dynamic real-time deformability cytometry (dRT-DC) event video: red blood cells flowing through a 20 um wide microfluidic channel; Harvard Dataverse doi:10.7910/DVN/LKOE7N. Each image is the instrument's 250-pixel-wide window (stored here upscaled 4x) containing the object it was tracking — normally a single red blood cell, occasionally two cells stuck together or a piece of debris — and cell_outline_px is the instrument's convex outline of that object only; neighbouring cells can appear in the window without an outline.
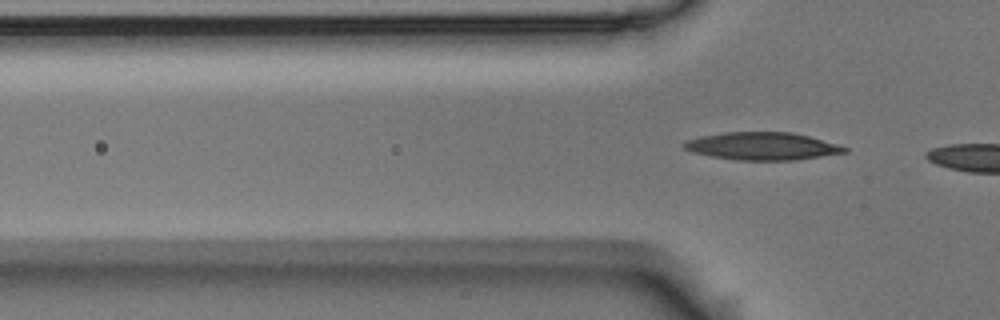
{"species": "Egyptian fruit bat (a non-hibernating species)", "species_latin": "Rousettus aegyptiacus", "temperature_condition": "room temperature", "stored_images_in_passage": 6, "camera_frame_rate_fps": 3000, "um_per_image_px": 0.085, "animal": {"sex": "male"}, "frame": {"image": 1, "passage_image": 6, "time_ms": 1.667, "image_size_px": [1000, 320], "cell_outline_px": [[848, 152], [796, 160], [736, 160], [712, 156], [692, 152], [684, 148], [680, 144], [684, 140], [700, 136], [724, 132], [792, 132], [808, 136], [836, 144], [848, 148]], "centroid_in_image_um": [64.74, 12.42], "position_along_channel_um": 61.1, "area_um2": 25.89}}